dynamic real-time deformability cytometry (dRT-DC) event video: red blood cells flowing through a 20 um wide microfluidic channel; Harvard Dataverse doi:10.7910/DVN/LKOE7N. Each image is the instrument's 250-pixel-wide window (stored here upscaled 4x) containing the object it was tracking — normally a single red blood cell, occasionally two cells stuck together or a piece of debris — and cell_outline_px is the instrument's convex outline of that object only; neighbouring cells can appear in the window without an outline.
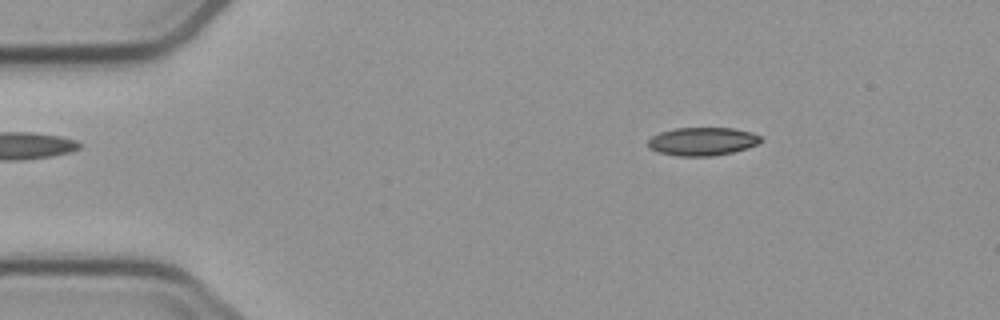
{"species": "common noctule bat (a hibernating species)", "species_latin": "Nyctalus noctula", "temperature_condition": "cold", "stored_images_in_passage": 4, "camera_frame_rate_fps": 3000, "um_per_image_px": 0.085, "animal": {"sex": "male", "body_mass_g": 23.1, "forearm_length_mm": 52.7}, "frame": {"image": 1, "passage_image": 1, "time_ms": 0.0, "image_size_px": [1000, 320], "cell_outline_px": [[764, 140], [748, 148], [732, 152], [712, 156], [676, 156], [660, 152], [648, 148], [648, 140], [652, 136], [660, 132], [672, 128], [732, 128], [752, 132], [760, 136]], "centroid_in_image_um": [59.7, 12.02], "position_along_channel_um": 25.3, "area_um2": 18.61}}
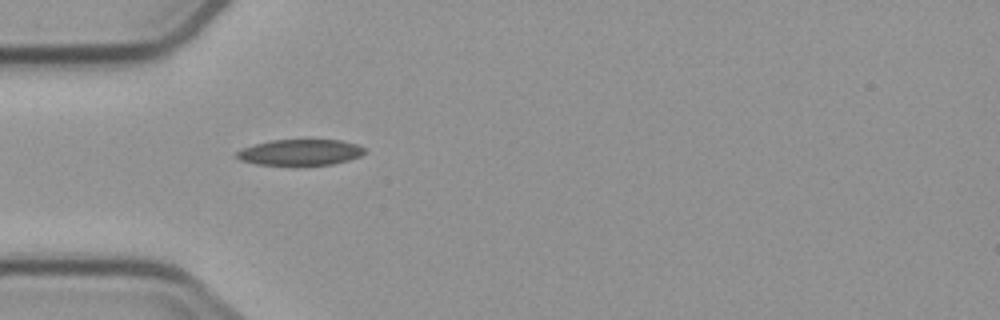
{"frame": {"image": 2, "passage_image": 3, "time_ms": 2.667, "image_size_px": [1000, 320], "cell_outline_px": [[364, 152], [360, 156], [348, 160], [332, 164], [256, 164], [240, 160], [236, 156], [236, 152], [240, 148], [252, 144], [272, 140], [340, 140], [356, 144], [364, 148]], "centroid_in_image_um": [25.47, 12.93], "position_along_channel_um": 59.5, "area_um2": 19.07}}
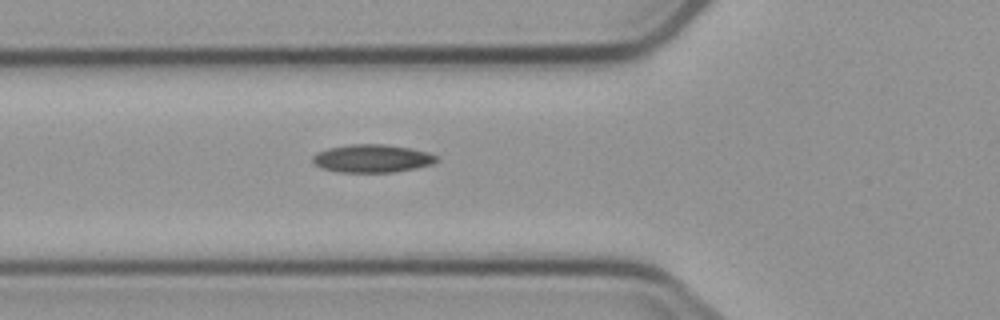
{"frame": {"image": 3, "passage_image": 4, "time_ms": 3.667, "image_size_px": [1000, 320], "cell_outline_px": [[436, 160], [432, 164], [416, 168], [392, 172], [340, 172], [320, 168], [312, 160], [312, 156], [316, 152], [328, 148], [352, 144], [384, 144], [408, 148], [428, 152], [436, 156]], "centroid_in_image_um": [31.59, 13.47], "position_along_channel_um": 94.2, "area_um2": 20.06}}